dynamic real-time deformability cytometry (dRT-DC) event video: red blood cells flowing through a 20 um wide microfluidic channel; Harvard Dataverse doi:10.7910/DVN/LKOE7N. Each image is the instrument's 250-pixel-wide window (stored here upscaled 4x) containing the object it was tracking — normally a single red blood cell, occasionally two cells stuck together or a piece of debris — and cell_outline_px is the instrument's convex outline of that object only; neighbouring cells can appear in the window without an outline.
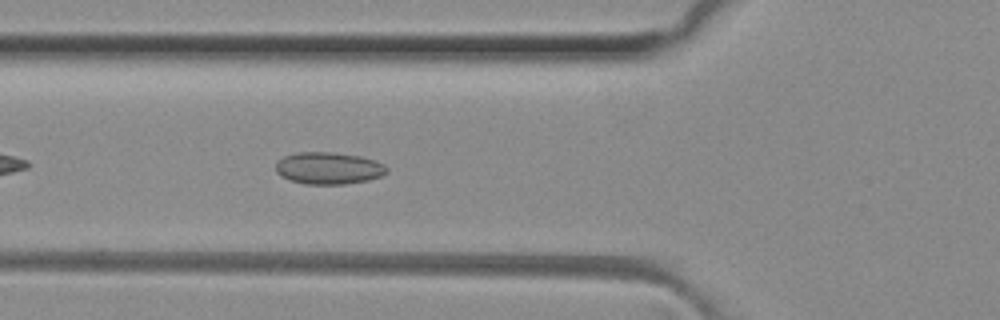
{"species": "common noctule bat (a hibernating species)", "species_latin": "Nyctalus noctula", "temperature_condition": "room temperature", "stored_images_in_passage": 36, "camera_frame_rate_fps": 3000, "um_per_image_px": 0.085, "animal": {"sex": "female", "body_mass_g": 29.2, "forearm_length_mm": 56.3}, "frame": {"image": 1, "passage_image": 6, "time_ms": 1.667, "image_size_px": [1000, 320], "cell_outline_px": [[388, 172], [380, 176], [368, 180], [344, 184], [304, 184], [280, 176], [276, 172], [276, 164], [284, 156], [300, 152], [332, 152], [360, 156], [376, 160], [384, 164], [388, 168]], "centroid_in_image_um": [27.95, 14.29], "position_along_channel_um": 97.8, "area_um2": 20.69}}
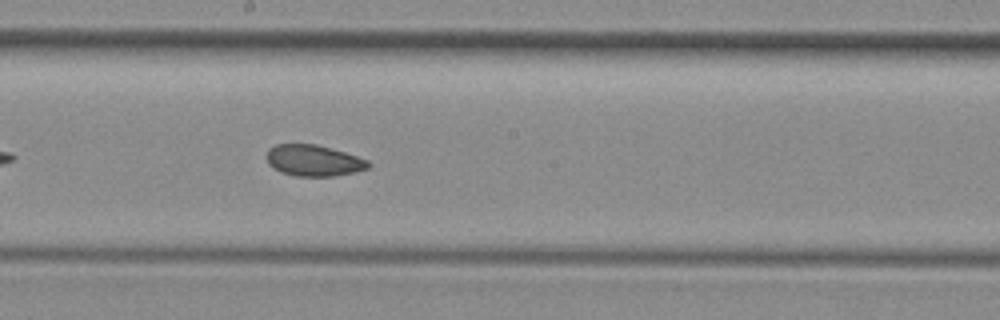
{"frame": {"image": 2, "passage_image": 15, "time_ms": 4.667, "image_size_px": [1000, 320], "cell_outline_px": [[372, 164], [368, 168], [352, 172], [332, 176], [296, 176], [280, 172], [272, 168], [268, 164], [264, 156], [268, 148], [276, 144], [316, 144], [344, 152], [368, 160]], "centroid_in_image_um": [26.59, 13.64], "position_along_channel_um": 221.6, "area_um2": 18.61}}
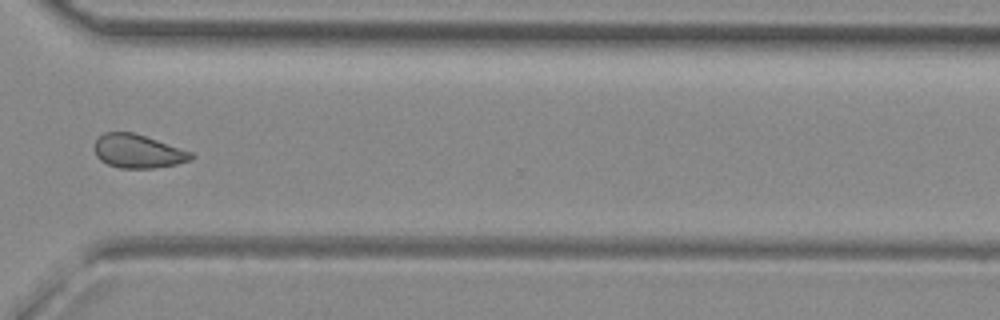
{"frame": {"image": 3, "passage_image": 25, "time_ms": 8.0, "image_size_px": [1000, 320], "cell_outline_px": [[196, 156], [192, 160], [176, 164], [152, 168], [120, 168], [108, 164], [100, 160], [96, 156], [92, 148], [96, 140], [104, 132], [132, 132], [192, 152]], "centroid_in_image_um": [11.7, 12.86], "position_along_channel_um": 358.9, "area_um2": 18.9}, "authors_computed_cell_mechanics": {"area_um2": 18.9873, "velocity_mm_per_s": 4.1115, "shape_relaxation_time_tau1_ms": null, "shape_relaxation_time_tau2_ms": 2.9578, "deformation_change_tau1": null, "deformation_change_tau2": 0.0705}}